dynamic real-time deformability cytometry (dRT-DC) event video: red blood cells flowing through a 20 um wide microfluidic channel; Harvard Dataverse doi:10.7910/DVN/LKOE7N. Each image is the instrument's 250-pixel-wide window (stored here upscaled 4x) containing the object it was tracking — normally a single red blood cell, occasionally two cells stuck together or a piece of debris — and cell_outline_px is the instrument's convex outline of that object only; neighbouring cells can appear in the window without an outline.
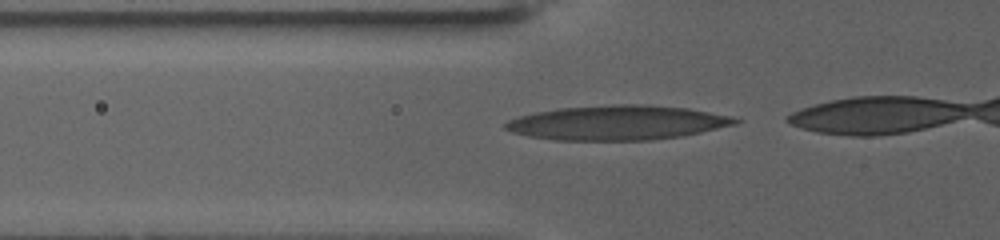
{"species": "human", "species_latin": "Homo sapiens", "temperature_condition": "warm", "stored_images_in_passage": 10, "camera_frame_rate_fps": 3000, "um_per_image_px": 0.085, "donor": {"sex": "female"}, "frame": {"image": 1, "passage_image": 2, "time_ms": 0.333, "image_size_px": [1000, 240], "cell_outline_px": [[740, 120], [736, 124], [700, 132], [680, 136], [652, 140], [556, 140], [528, 136], [512, 132], [504, 128], [504, 124], [508, 120], [520, 116], [536, 112], [560, 108], [612, 104], [640, 104], [688, 108], [728, 116]], "centroid_in_image_um": [52.43, 10.43], "position_along_channel_um": 73.4, "area_um2": 45.89}}
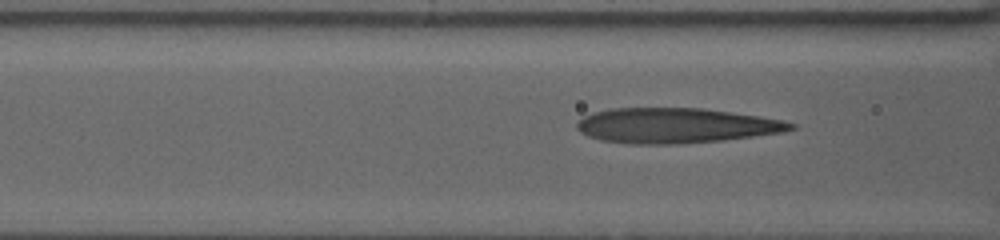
{"frame": {"image": 2, "passage_image": 6, "time_ms": 1.667, "image_size_px": [1000, 240], "cell_outline_px": [[796, 128], [780, 132], [724, 140], [676, 144], [628, 144], [600, 140], [588, 136], [580, 132], [576, 128], [576, 120], [592, 112], [612, 108], [700, 108], [756, 116], [780, 120], [796, 124]], "centroid_in_image_um": [57.34, 10.68], "position_along_channel_um": 109.3, "area_um2": 43.58}}